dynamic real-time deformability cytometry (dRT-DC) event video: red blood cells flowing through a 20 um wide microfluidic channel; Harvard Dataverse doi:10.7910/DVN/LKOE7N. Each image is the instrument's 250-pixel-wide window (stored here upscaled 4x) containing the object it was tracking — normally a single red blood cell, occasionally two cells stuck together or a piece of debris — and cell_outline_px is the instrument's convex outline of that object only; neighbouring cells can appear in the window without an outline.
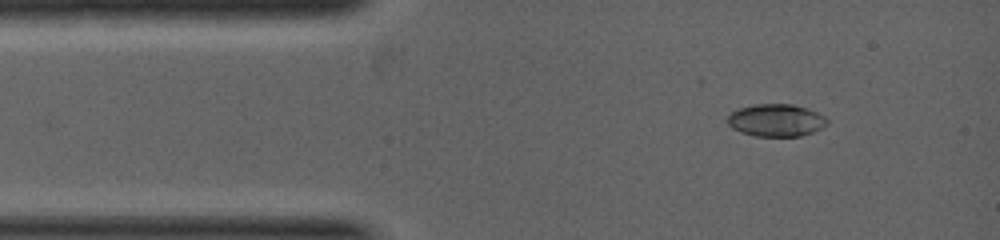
{"species": "common noctule bat (a hibernating species)", "species_latin": "Nyctalus noctula", "temperature_condition": "warm", "stored_images_in_passage": 13, "camera_frame_rate_fps": 5000, "um_per_image_px": 0.085, "animal": {"sex": "female", "body_mass_g": 19.0, "forearm_length_mm": 53.3}, "frame": {"image": 1, "passage_image": 3, "time_ms": 0.6, "image_size_px": [1000, 240], "cell_outline_px": [[828, 124], [812, 132], [800, 136], [756, 136], [740, 132], [732, 128], [728, 124], [728, 116], [736, 108], [756, 104], [792, 104], [816, 112], [824, 116], [828, 120]], "centroid_in_image_um": [65.94, 10.22], "position_along_channel_um": 19.1, "area_um2": 18.73}}
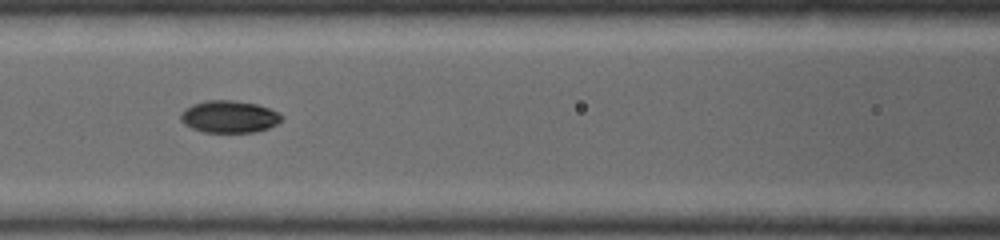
{"frame": {"image": 2, "passage_image": 9, "time_ms": 2.8, "image_size_px": [1000, 240], "cell_outline_px": [[284, 120], [268, 128], [256, 132], [204, 132], [192, 128], [184, 124], [180, 120], [180, 112], [184, 108], [192, 104], [204, 100], [232, 100], [256, 104], [280, 112], [284, 116]], "centroid_in_image_um": [19.48, 9.91], "position_along_channel_um": 147.1, "area_um2": 19.19}}
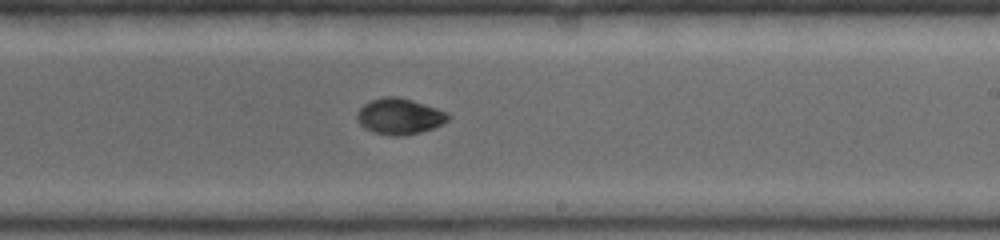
{"frame": {"image": 3, "passage_image": 13, "time_ms": 4.2, "image_size_px": [1000, 240], "cell_outline_px": [[452, 116], [448, 120], [432, 128], [420, 132], [404, 136], [392, 136], [372, 132], [364, 128], [360, 124], [356, 116], [356, 112], [364, 104], [372, 100], [384, 96], [400, 96], [448, 112]], "centroid_in_image_um": [33.94, 9.89], "position_along_channel_um": 255.1, "area_um2": 19.19}}